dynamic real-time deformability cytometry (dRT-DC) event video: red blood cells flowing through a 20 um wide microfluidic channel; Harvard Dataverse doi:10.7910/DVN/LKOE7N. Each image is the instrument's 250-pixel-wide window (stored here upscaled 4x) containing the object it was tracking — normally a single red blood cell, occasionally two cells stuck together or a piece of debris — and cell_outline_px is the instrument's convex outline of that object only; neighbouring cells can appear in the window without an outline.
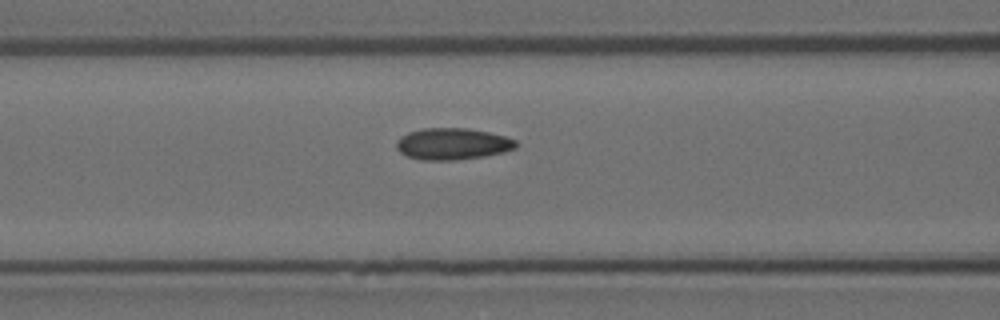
{"species": "Egyptian fruit bat (a non-hibernating species)", "species_latin": "Rousettus aegyptiacus", "temperature_condition": "room temperature", "stored_images_in_passage": 17, "camera_frame_rate_fps": 3000, "um_per_image_px": 0.085, "animal": {"sex": "female"}, "frame": {"image": 1, "passage_image": 15, "time_ms": 4.667, "image_size_px": [1000, 320], "cell_outline_px": [[516, 148], [504, 152], [484, 156], [456, 160], [420, 160], [408, 156], [400, 152], [396, 148], [396, 140], [400, 136], [408, 132], [424, 128], [468, 128], [488, 132], [504, 136], [516, 140]], "centroid_in_image_um": [38.44, 12.23], "position_along_channel_um": 128.2, "area_um2": 22.08}}